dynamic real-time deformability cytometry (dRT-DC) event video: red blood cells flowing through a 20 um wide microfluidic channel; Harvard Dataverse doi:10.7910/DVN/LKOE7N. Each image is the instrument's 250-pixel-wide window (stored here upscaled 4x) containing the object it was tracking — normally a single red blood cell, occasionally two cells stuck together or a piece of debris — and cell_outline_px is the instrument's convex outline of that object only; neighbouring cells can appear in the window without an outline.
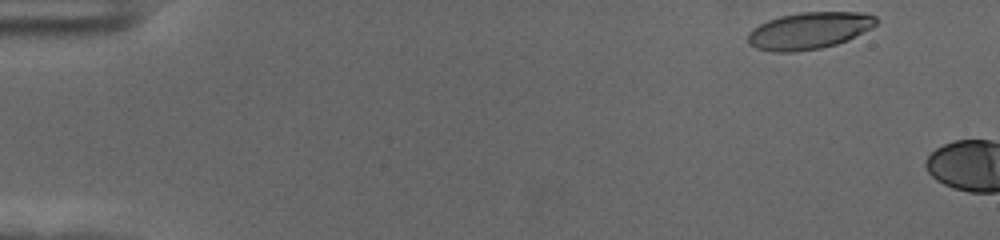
{"species": "human", "species_latin": "Homo sapiens", "temperature_condition": "cold", "stored_images_in_passage": 4, "camera_frame_rate_fps": 3000, "um_per_image_px": 0.085, "donor": {"sex": "female"}, "frame": {"image": 1, "passage_image": 1, "time_ms": 0.0, "image_size_px": [1000, 240], "cell_outline_px": [[880, 20], [872, 28], [848, 40], [836, 44], [820, 48], [792, 52], [772, 52], [756, 48], [748, 44], [748, 32], [752, 28], [768, 20], [780, 16], [800, 12], [864, 12], [876, 16]], "centroid_in_image_um": [68.79, 2.6], "position_along_channel_um": 16.2, "area_um2": 27.8}}